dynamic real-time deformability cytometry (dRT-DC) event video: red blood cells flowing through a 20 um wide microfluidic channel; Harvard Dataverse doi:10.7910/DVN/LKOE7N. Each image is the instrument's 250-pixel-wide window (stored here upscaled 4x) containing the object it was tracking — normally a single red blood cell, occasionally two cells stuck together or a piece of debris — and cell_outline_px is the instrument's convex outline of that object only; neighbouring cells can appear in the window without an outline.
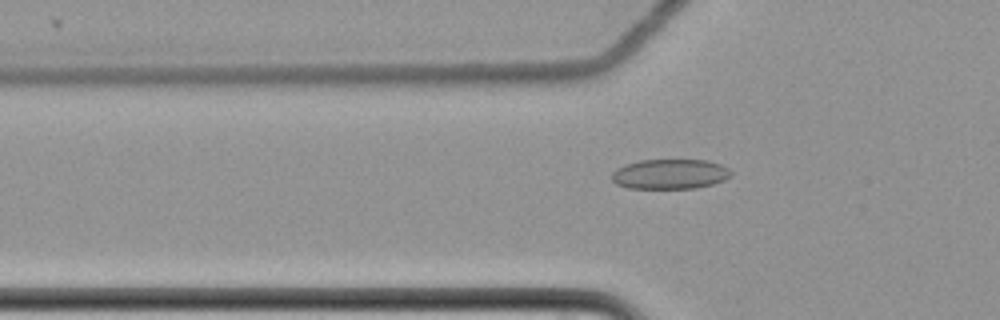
{"species": "common noctule bat (a hibernating species)", "species_latin": "Nyctalus noctula", "temperature_condition": "cold", "stored_images_in_passage": 61, "camera_frame_rate_fps": 3000, "um_per_image_px": 0.085, "animal": {"sex": "female", "body_mass_g": 22.7, "forearm_length_mm": 54.2}, "frame": {"image": 1, "passage_image": 22, "time_ms": 7.0, "image_size_px": [1000, 320], "cell_outline_px": [[732, 176], [724, 180], [712, 184], [696, 188], [628, 188], [616, 184], [612, 180], [612, 172], [616, 168], [624, 164], [640, 160], [708, 160], [720, 164], [728, 168], [732, 172]], "centroid_in_image_um": [56.94, 14.79], "position_along_channel_um": 68.9, "area_um2": 20.92}}
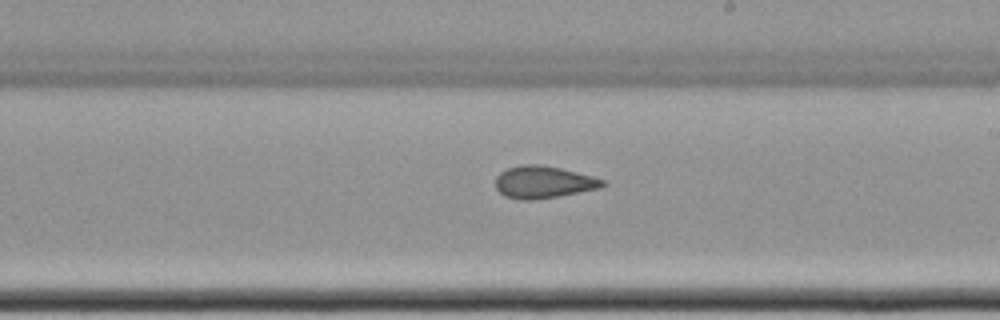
{"frame": {"image": 2, "passage_image": 37, "time_ms": 12.0, "image_size_px": [1000, 320], "cell_outline_px": [[608, 184], [600, 188], [556, 196], [532, 200], [520, 200], [504, 196], [496, 188], [496, 176], [500, 172], [508, 168], [520, 164], [540, 164], [560, 168], [592, 176], [604, 180]], "centroid_in_image_um": [46.17, 15.47], "position_along_channel_um": 242.8, "area_um2": 20.06}}
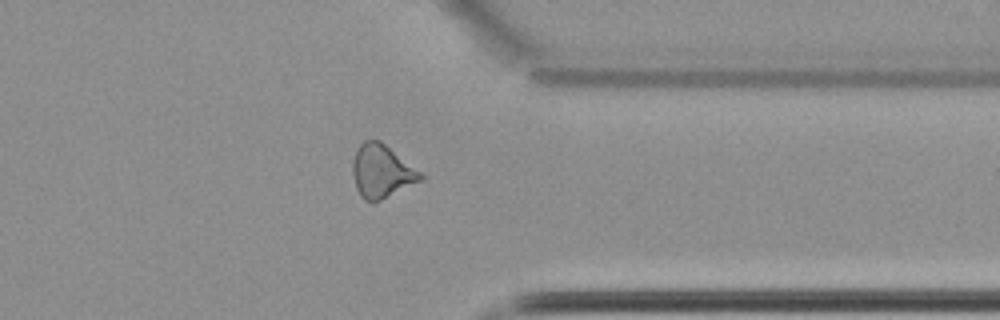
{"frame": {"image": 3, "passage_image": 49, "time_ms": 16.0, "image_size_px": [1000, 320], "cell_outline_px": [[424, 176], [420, 180], [372, 204], [364, 200], [360, 196], [356, 188], [352, 172], [352, 160], [360, 144], [364, 140], [380, 140], [420, 172]], "centroid_in_image_um": [32.38, 14.57], "position_along_channel_um": 379.0, "area_um2": 20.69}, "authors_computed_cell_mechanics": {"area_um2": 20.9236, "velocity_mm_per_s": 3.5078, "shape_relaxation_time_tau1_ms": null, "shape_relaxation_time_tau2_ms": 2.8294, "deformation_change_tau1": null, "deformation_change_tau2": 0.085}}